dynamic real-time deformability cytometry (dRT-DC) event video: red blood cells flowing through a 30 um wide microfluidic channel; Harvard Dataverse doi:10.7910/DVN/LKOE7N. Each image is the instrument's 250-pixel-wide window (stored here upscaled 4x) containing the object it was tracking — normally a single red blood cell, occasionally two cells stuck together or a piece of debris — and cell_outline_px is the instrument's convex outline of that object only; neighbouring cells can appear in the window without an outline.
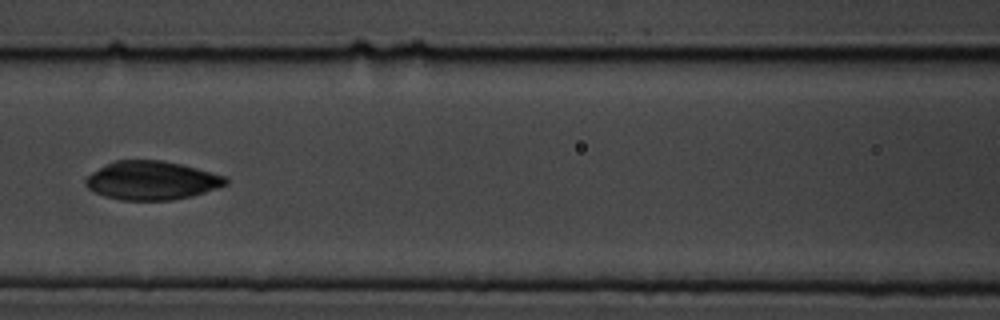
{"species": "common noctule bat (a hibernating species)", "species_latin": "Nyctalus noctula", "temperature_condition": "cold", "stored_images_in_passage": 7, "camera_frame_rate_fps": 3000, "um_per_image_px": 0.085, "animal": {"sex": "male", "body_mass_g": 19.5, "forearm_length_mm": 54.6}, "frame": {"image": 1, "passage_image": 7, "time_ms": 7.0, "image_size_px": [1000, 320], "cell_outline_px": [[228, 184], [192, 196], [172, 200], [120, 200], [104, 196], [88, 188], [84, 184], [84, 180], [92, 172], [116, 160], [164, 160], [196, 168], [224, 176], [228, 180]], "centroid_in_image_um": [12.88, 15.34], "position_along_channel_um": 153.7, "area_um2": 31.33}}